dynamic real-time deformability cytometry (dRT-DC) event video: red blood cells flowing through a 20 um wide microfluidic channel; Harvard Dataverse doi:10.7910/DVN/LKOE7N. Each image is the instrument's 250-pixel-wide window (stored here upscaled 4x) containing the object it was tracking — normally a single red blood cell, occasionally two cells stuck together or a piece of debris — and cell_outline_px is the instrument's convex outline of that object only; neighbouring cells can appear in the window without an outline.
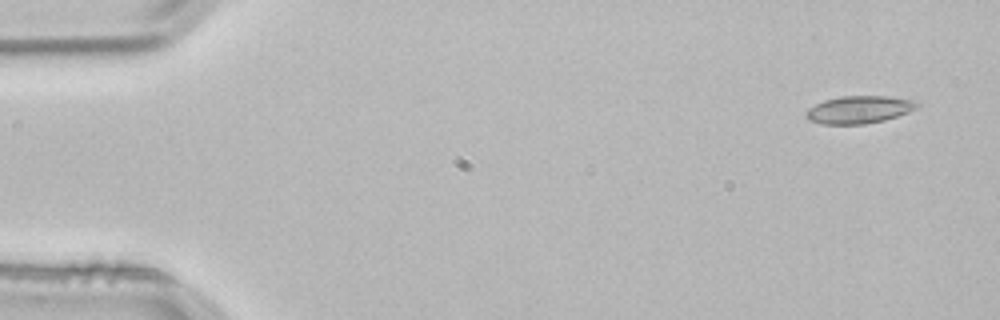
{"species": "common noctule bat (a hibernating species)", "species_latin": "Nyctalus noctula", "temperature_condition": "room temperature", "stored_images_in_passage": 5, "segment_of_instrument_passage": [2, 2], "camera_frame_rate_fps": 3000, "um_per_image_px": 0.085, "animal": {"sex": "male", "body_mass_g": 21.5, "forearm_length_mm": 52.0}, "frame": {"image": 1, "passage_image": 5, "time_ms": 1.333, "image_size_px": [1000, 320], "cell_outline_px": [[920, 104], [916, 108], [908, 112], [884, 120], [864, 124], [820, 124], [808, 120], [804, 116], [808, 108], [824, 100], [840, 96], [888, 96], [916, 100]], "centroid_in_image_um": [73.0, 9.31], "position_along_channel_um": 12.0, "area_um2": 17.92}}